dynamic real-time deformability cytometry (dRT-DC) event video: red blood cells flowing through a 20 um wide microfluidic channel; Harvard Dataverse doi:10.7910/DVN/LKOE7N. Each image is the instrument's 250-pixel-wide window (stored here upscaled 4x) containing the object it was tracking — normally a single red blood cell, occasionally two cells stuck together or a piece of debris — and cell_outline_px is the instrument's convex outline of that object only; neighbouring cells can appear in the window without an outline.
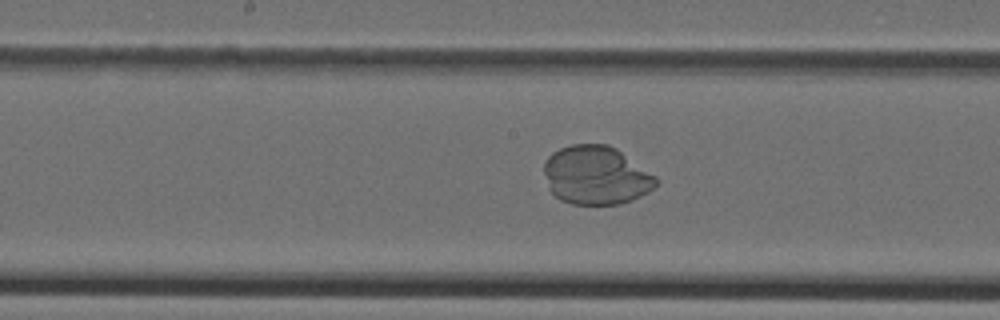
{"species": "Egyptian fruit bat (a non-hibernating species)", "species_latin": "Rousettus aegyptiacus", "temperature_condition": "cold", "stored_images_in_passage": 42, "camera_frame_rate_fps": 3000, "um_per_image_px": 0.085, "animal": {"sex": "female"}, "frame": {"image": 1, "passage_image": 19, "time_ms": 6.0, "image_size_px": [1000, 320], "cell_outline_px": [[660, 180], [648, 192], [632, 200], [620, 204], [572, 204], [560, 200], [548, 188], [544, 172], [544, 160], [552, 152], [560, 148], [572, 144], [608, 144], [616, 148], [656, 176]], "centroid_in_image_um": [50.65, 14.89], "position_along_channel_um": 197.5, "area_um2": 38.38}}
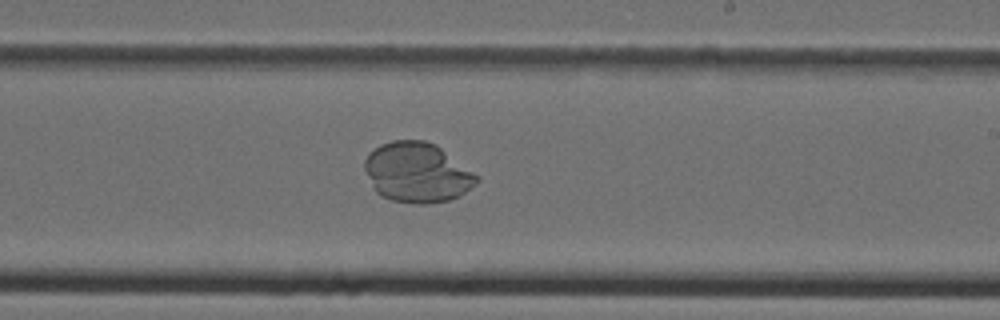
{"frame": {"image": 2, "passage_image": 23, "time_ms": 7.333, "image_size_px": [1000, 320], "cell_outline_px": [[480, 180], [476, 184], [460, 196], [448, 200], [428, 204], [416, 204], [392, 200], [380, 196], [372, 188], [364, 168], [364, 160], [368, 152], [380, 144], [392, 140], [424, 140], [436, 144], [480, 176]], "centroid_in_image_um": [35.45, 14.66], "position_along_channel_um": 253.5, "area_um2": 39.65}}
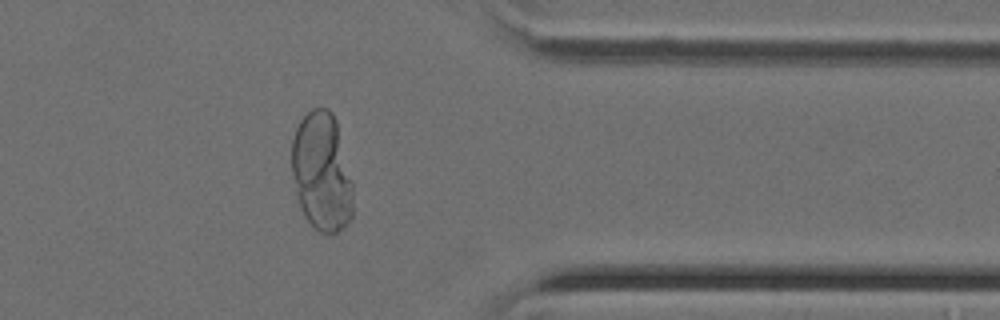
{"frame": {"image": 3, "passage_image": 33, "time_ms": 10.667, "image_size_px": [1000, 320], "cell_outline_px": [[352, 216], [348, 224], [344, 228], [332, 236], [320, 232], [304, 216], [300, 208], [296, 196], [292, 172], [292, 140], [296, 128], [300, 120], [312, 108], [328, 108], [332, 112], [336, 120], [352, 180]], "centroid_in_image_um": [27.35, 14.64], "position_along_channel_um": 384.0, "area_um2": 42.77}}